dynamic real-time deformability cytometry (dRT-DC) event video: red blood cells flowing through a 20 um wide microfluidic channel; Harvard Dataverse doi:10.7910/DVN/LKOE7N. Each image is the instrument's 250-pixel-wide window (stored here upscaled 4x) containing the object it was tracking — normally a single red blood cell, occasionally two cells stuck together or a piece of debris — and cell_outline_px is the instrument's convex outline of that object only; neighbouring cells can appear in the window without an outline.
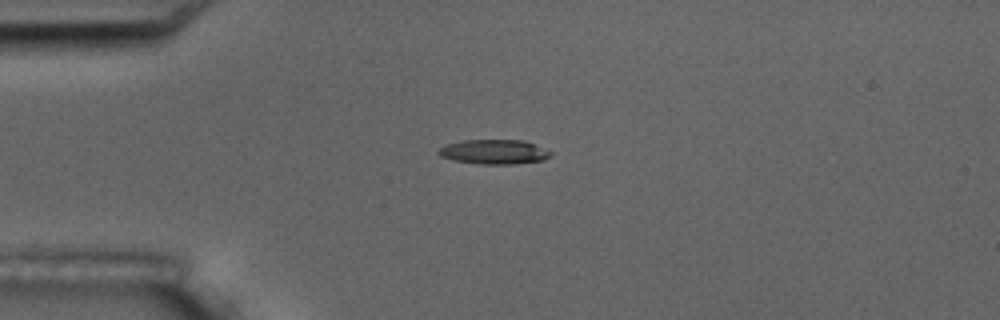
{"species": "common noctule bat (a hibernating species)", "species_latin": "Nyctalus noctula", "temperature_condition": "room temperature", "stored_images_in_passage": 3, "camera_frame_rate_fps": 3000, "um_per_image_px": 0.085, "animal": {"sex": "male", "body_mass_g": 17.5, "forearm_length_mm": 52.3}, "frame": {"image": 1, "passage_image": 2, "time_ms": 1.333, "image_size_px": [1000, 320], "cell_outline_px": [[552, 156], [544, 160], [516, 164], [480, 164], [452, 160], [440, 156], [436, 152], [444, 144], [464, 140], [524, 140], [552, 152]], "centroid_in_image_um": [41.98, 12.91], "position_along_channel_um": 43.0, "area_um2": 16.18}}